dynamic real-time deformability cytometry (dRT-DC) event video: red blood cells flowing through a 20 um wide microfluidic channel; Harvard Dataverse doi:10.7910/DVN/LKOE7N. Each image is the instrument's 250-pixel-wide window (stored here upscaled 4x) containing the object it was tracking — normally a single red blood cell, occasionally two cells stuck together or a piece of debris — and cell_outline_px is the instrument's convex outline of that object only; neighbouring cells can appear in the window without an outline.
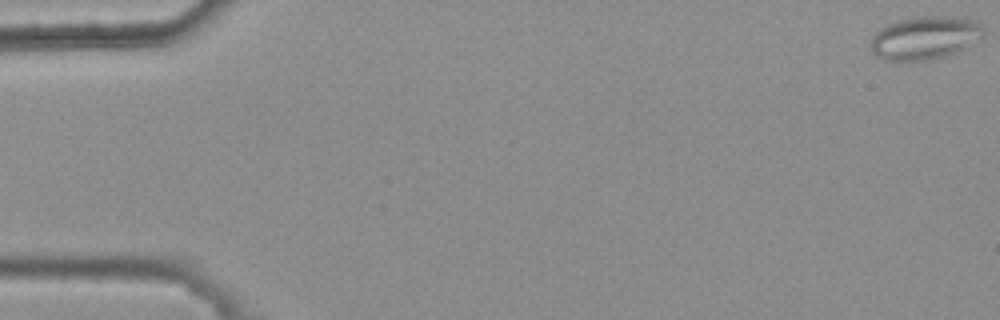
{"species": "common noctule bat (a hibernating species)", "species_latin": "Nyctalus noctula", "temperature_condition": "warm", "stored_images_in_passage": 6, "camera_frame_rate_fps": 3000, "um_per_image_px": 0.085, "animal": {"sex": "female", "body_mass_g": 25.1}, "frame": {"image": 1, "passage_image": 1, "time_ms": 0.0, "image_size_px": [1000, 320], "cell_outline_px": [[984, 36], [964, 48], [956, 52], [944, 56], [924, 60], [884, 60], [876, 56], [872, 52], [868, 44], [872, 36], [880, 28], [896, 20], [920, 16], [944, 16], [972, 20], [980, 24], [984, 28]], "centroid_in_image_um": [78.56, 3.21], "position_along_channel_um": 6.4, "area_um2": 28.32}}